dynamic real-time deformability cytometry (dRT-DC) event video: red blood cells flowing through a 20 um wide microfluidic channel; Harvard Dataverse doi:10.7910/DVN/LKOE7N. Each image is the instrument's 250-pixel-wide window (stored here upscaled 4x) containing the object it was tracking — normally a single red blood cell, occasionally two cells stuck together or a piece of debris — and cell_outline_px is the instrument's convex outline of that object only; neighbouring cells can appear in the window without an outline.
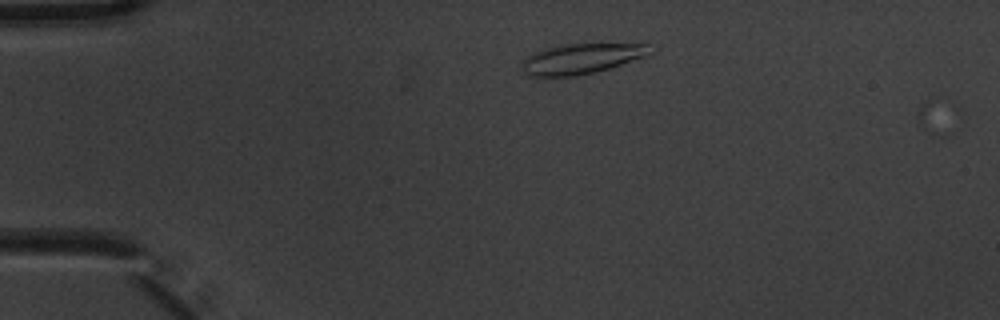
{"species": "common noctule bat (a hibernating species)", "species_latin": "Nyctalus noctula", "temperature_condition": "warm", "stored_images_in_passage": 4, "camera_frame_rate_fps": 3000, "um_per_image_px": 0.085, "animal": {"sex": "male", "body_mass_g": 20.1, "forearm_length_mm": 53.5}, "frame": {"image": 1, "passage_image": 2, "time_ms": 0.333, "image_size_px": [1000, 320], "cell_outline_px": [[652, 52], [648, 56], [596, 72], [568, 76], [528, 76], [524, 72], [524, 60], [528, 56], [536, 52], [548, 48], [564, 44], [648, 40], [652, 44]], "centroid_in_image_um": [49.68, 4.91], "position_along_channel_um": 35.3, "area_um2": 23.52}}